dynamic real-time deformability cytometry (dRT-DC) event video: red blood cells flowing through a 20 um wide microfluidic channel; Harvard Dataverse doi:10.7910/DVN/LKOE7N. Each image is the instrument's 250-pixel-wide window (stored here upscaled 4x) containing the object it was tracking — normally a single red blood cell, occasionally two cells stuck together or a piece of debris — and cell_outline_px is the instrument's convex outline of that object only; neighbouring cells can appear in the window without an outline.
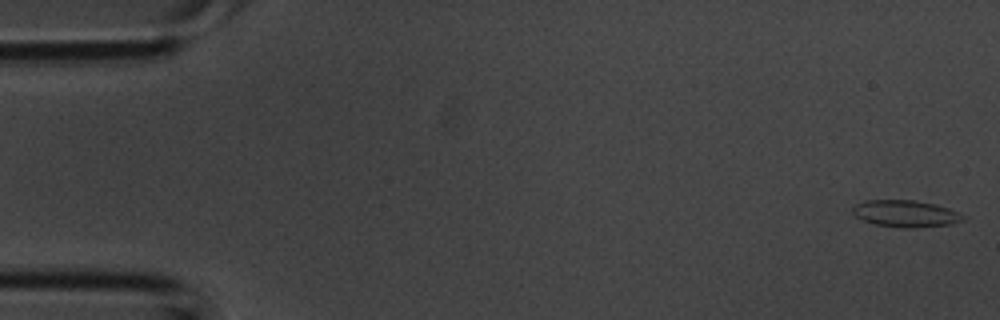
{"species": "common noctule bat (a hibernating species)", "species_latin": "Nyctalus noctula", "temperature_condition": "room temperature", "stored_images_in_passage": 5, "camera_frame_rate_fps": 3000, "um_per_image_px": 0.085, "animal": {"sex": "male", "body_mass_g": 20.1, "forearm_length_mm": 53.5}, "frame": {"image": 1, "passage_image": 1, "time_ms": 0.0, "image_size_px": [1000, 320], "cell_outline_px": [[964, 220], [952, 224], [916, 228], [904, 228], [876, 224], [864, 220], [856, 216], [852, 212], [852, 208], [856, 204], [864, 200], [916, 200], [936, 204], [948, 208], [964, 216]], "centroid_in_image_um": [76.98, 18.15], "position_along_channel_um": 8.0, "area_um2": 17.22}}
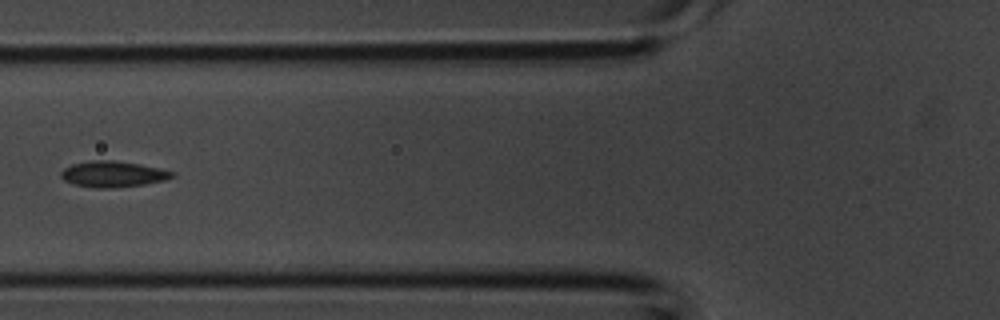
{"frame": {"image": 2, "passage_image": 5, "time_ms": 1.333, "image_size_px": [1000, 320], "cell_outline_px": [[176, 176], [164, 180], [144, 184], [108, 188], [96, 188], [76, 184], [64, 180], [60, 176], [60, 172], [64, 168], [72, 164], [92, 160], [112, 160], [140, 164], [160, 168], [176, 172]], "centroid_in_image_um": [9.62, 14.79], "position_along_channel_um": 116.2, "area_um2": 16.76}}